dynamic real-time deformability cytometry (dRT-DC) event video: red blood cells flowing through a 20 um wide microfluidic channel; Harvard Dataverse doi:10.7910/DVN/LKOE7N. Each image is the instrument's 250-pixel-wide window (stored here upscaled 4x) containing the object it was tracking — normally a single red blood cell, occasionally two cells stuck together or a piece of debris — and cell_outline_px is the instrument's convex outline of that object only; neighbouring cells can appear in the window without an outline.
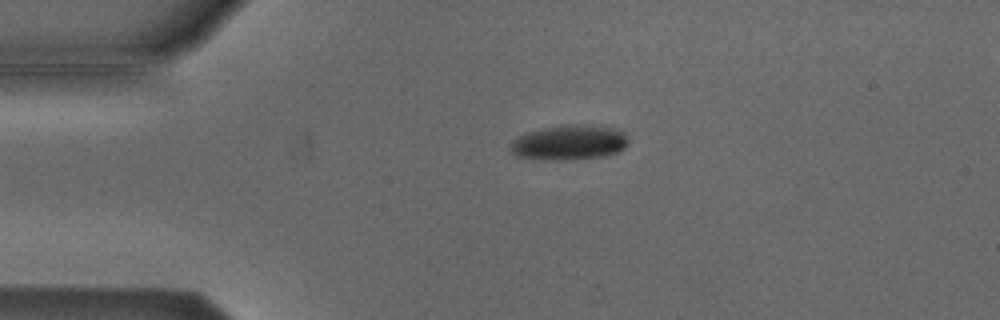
{"species": "Egyptian fruit bat (a non-hibernating species)", "species_latin": "Rousettus aegyptiacus", "temperature_condition": "cold", "stored_images_in_passage": 2, "camera_frame_rate_fps": 3000, "um_per_image_px": 0.085, "animal": {"sex": "male"}, "frame": {"image": 1, "passage_image": 1, "time_ms": 0.0, "image_size_px": [1000, 320], "cell_outline_px": [[628, 144], [620, 152], [608, 156], [560, 160], [552, 160], [516, 156], [512, 152], [512, 144], [520, 136], [528, 132], [544, 128], [564, 124], [592, 124], [620, 128], [624, 132], [628, 140]], "centroid_in_image_um": [48.51, 12.09], "position_along_channel_um": 36.5, "area_um2": 24.16}}